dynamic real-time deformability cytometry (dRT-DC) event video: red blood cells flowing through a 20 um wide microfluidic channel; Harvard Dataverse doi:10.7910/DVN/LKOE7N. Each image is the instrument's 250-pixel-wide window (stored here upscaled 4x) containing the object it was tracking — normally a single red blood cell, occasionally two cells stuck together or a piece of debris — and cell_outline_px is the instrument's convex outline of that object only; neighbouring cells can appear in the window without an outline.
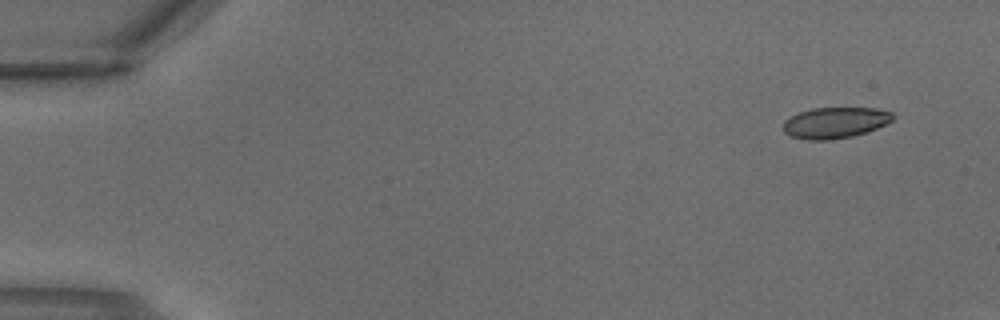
{"species": "common noctule bat (a hibernating species)", "species_latin": "Nyctalus noctula", "temperature_condition": "warm", "stored_images_in_passage": 2, "segment_of_instrument_passage": [2, 2], "camera_frame_rate_fps": 3000, "um_per_image_px": 0.085, "animal": {"sex": "male", "body_mass_g": 18.8}, "frame": {"image": 1, "passage_image": 2, "time_ms": 0.333, "image_size_px": [1000, 320], "cell_outline_px": [[896, 116], [892, 120], [876, 128], [852, 136], [828, 140], [808, 140], [792, 136], [784, 132], [784, 120], [800, 112], [812, 108], [876, 108], [892, 112]], "centroid_in_image_um": [70.99, 10.42], "position_along_channel_um": 14.0, "area_um2": 19.59}}